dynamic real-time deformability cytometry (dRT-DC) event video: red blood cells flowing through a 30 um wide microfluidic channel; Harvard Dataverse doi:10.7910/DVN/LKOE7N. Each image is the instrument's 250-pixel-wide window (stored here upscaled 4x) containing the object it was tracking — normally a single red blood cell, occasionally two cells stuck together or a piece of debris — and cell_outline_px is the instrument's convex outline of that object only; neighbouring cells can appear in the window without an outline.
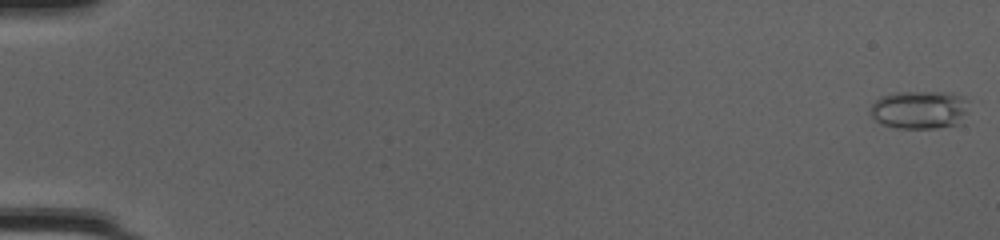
{"species": "common noctule bat (a hibernating species)", "species_latin": "Nyctalus noctula", "temperature_condition": "cold", "stored_images_in_passage": 51, "camera_frame_rate_fps": 3000, "um_per_image_px": 0.085, "animal": {"sex": "female", "body_mass_g": 20.0, "forearm_length_mm": 54.0}, "frame": {"image": 1, "passage_image": 1, "time_ms": 0.0, "image_size_px": [1000, 240], "cell_outline_px": [[968, 112], [960, 124], [936, 128], [896, 128], [880, 124], [872, 116], [872, 104], [880, 96], [896, 92], [952, 92], [964, 96], [968, 100]], "centroid_in_image_um": [78.22, 9.32], "position_along_channel_um": 6.8, "area_um2": 22.31}}
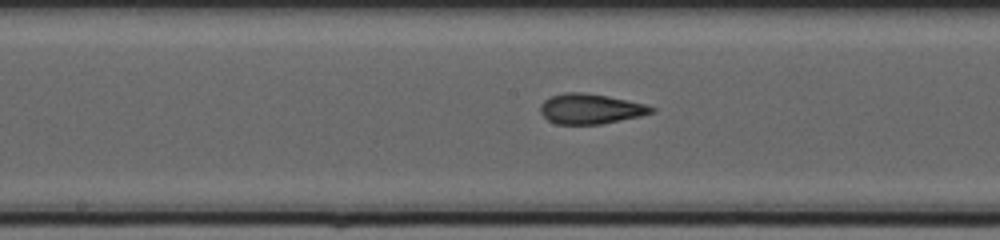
{"frame": {"image": 2, "passage_image": 28, "time_ms": 9.0, "image_size_px": [1000, 240], "cell_outline_px": [[656, 112], [640, 116], [600, 124], [556, 124], [548, 120], [540, 112], [540, 104], [544, 100], [552, 96], [564, 92], [584, 92], [608, 96], [648, 104], [656, 108]], "centroid_in_image_um": [50.22, 9.24], "position_along_channel_um": 198.0, "area_um2": 19.65}}
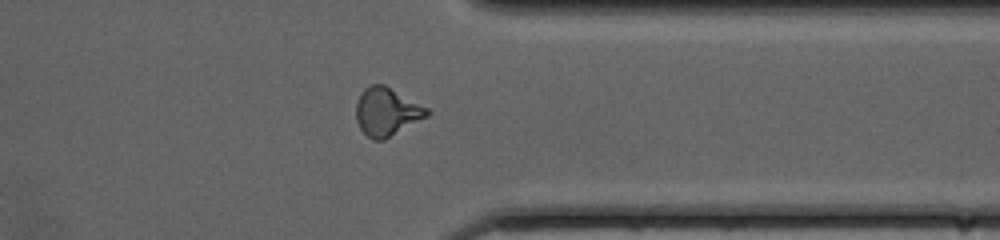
{"frame": {"image": 3, "passage_image": 41, "time_ms": 13.333, "image_size_px": [1000, 240], "cell_outline_px": [[432, 112], [428, 116], [384, 140], [372, 140], [360, 128], [356, 120], [356, 104], [364, 88], [372, 84], [384, 84], [428, 108]], "centroid_in_image_um": [32.88, 9.5], "position_along_channel_um": 378.5, "area_um2": 19.83}, "authors_computed_cell_mechanics": {"area_um2": 19.2474, "velocity_mm_per_s": 4.2373, "shape_relaxation_time_tau1_ms": null, "shape_relaxation_time_tau2_ms": 1.255, "deformation_change_tau1": null, "deformation_change_tau2": 0.0767}}